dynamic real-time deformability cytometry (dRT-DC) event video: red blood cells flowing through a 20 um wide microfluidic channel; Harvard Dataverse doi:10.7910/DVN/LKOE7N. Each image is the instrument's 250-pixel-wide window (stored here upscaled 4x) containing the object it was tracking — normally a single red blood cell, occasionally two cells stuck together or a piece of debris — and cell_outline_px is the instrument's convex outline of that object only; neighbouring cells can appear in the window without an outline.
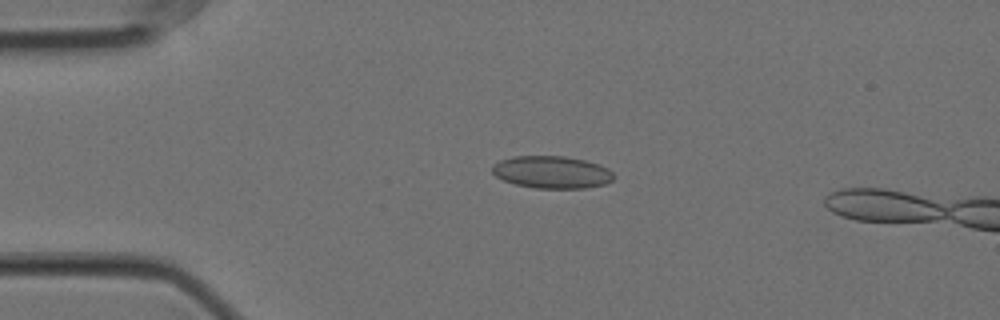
{"species": "Egyptian fruit bat (a non-hibernating species)", "species_latin": "Rousettus aegyptiacus", "temperature_condition": "cold", "stored_images_in_passage": 16, "camera_frame_rate_fps": 3000, "um_per_image_px": 0.085, "animal": {"sex": "female"}, "frame": {"image": 1, "passage_image": 12, "time_ms": 3.667, "image_size_px": [1000, 320], "cell_outline_px": [[612, 180], [604, 184], [584, 188], [536, 188], [516, 184], [504, 180], [496, 176], [492, 172], [492, 164], [500, 160], [512, 156], [564, 156], [584, 160], [600, 164], [608, 168], [612, 172]], "centroid_in_image_um": [46.88, 14.62], "position_along_channel_um": 38.1, "area_um2": 22.83}}